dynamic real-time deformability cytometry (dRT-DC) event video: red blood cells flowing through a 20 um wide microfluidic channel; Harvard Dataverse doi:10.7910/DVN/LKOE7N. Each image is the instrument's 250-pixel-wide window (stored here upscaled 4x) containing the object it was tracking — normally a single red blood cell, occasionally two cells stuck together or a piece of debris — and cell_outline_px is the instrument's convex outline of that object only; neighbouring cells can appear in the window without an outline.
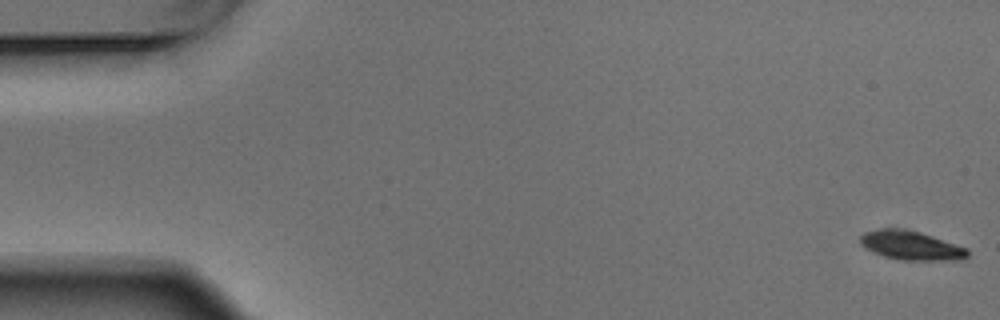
{"species": "Egyptian fruit bat (a non-hibernating species)", "species_latin": "Rousettus aegyptiacus", "temperature_condition": "warm", "stored_images_in_passage": 5, "camera_frame_rate_fps": 3000, "um_per_image_px": 0.085, "animal": {"sex": "male"}, "frame": {"image": 1, "passage_image": 1, "time_ms": 0.0, "image_size_px": [1000, 320], "cell_outline_px": [[968, 256], [964, 260], [904, 260], [884, 256], [872, 252], [864, 248], [860, 244], [860, 236], [864, 232], [880, 228], [904, 228], [920, 232], [968, 248]], "centroid_in_image_um": [77.42, 20.86], "position_along_channel_um": 7.6, "area_um2": 18.32}}
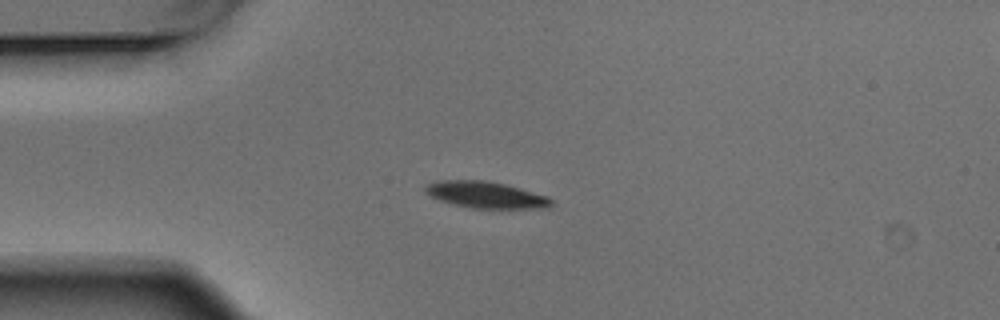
{"frame": {"image": 2, "passage_image": 4, "time_ms": 1.0, "image_size_px": [1000, 320], "cell_outline_px": [[552, 204], [548, 208], [472, 208], [452, 204], [440, 200], [424, 192], [424, 184], [436, 180], [488, 180], [520, 188], [548, 196], [552, 200]], "centroid_in_image_um": [41.26, 16.55], "position_along_channel_um": 43.7, "area_um2": 19.59}}